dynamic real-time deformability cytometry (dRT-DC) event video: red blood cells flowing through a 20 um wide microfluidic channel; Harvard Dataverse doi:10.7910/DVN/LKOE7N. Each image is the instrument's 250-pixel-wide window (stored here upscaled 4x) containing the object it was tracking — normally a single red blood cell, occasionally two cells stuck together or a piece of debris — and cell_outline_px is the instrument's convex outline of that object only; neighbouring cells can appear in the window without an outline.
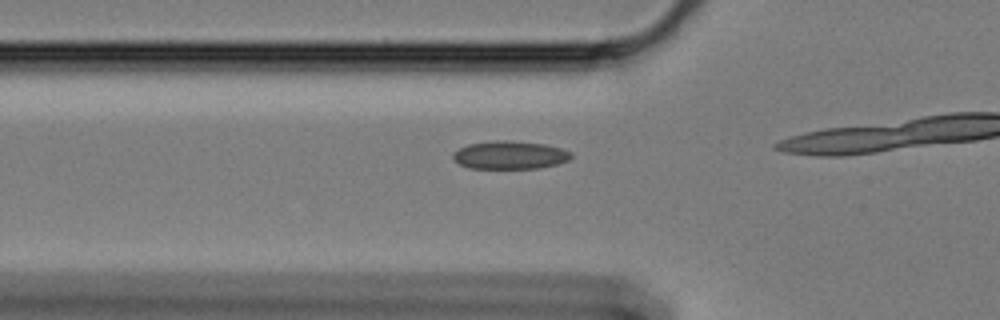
{"species": "Egyptian fruit bat (a non-hibernating species)", "species_latin": "Rousettus aegyptiacus", "temperature_condition": "cold", "stored_images_in_passage": 18, "camera_frame_rate_fps": 3000, "um_per_image_px": 0.085, "animal": {"sex": "female"}, "frame": {"image": 1, "passage_image": 13, "time_ms": 4.0, "image_size_px": [1000, 320], "cell_outline_px": [[572, 156], [568, 160], [556, 164], [536, 168], [468, 168], [452, 160], [452, 152], [468, 144], [496, 140], [508, 140], [544, 144], [560, 148], [572, 152]], "centroid_in_image_um": [43.29, 13.17], "position_along_channel_um": 82.5, "area_um2": 19.31}}
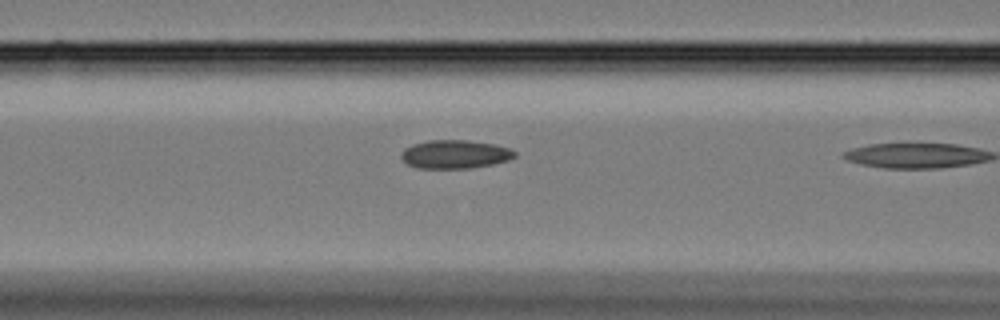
{"frame": {"image": 2, "passage_image": 17, "time_ms": 5.333, "image_size_px": [1000, 320], "cell_outline_px": [[516, 156], [508, 160], [492, 164], [472, 168], [416, 168], [408, 164], [400, 156], [400, 152], [404, 148], [412, 144], [428, 140], [468, 140], [492, 144], [508, 148], [516, 152]], "centroid_in_image_um": [38.64, 13.11], "position_along_channel_um": 128.0, "area_um2": 18.84}}